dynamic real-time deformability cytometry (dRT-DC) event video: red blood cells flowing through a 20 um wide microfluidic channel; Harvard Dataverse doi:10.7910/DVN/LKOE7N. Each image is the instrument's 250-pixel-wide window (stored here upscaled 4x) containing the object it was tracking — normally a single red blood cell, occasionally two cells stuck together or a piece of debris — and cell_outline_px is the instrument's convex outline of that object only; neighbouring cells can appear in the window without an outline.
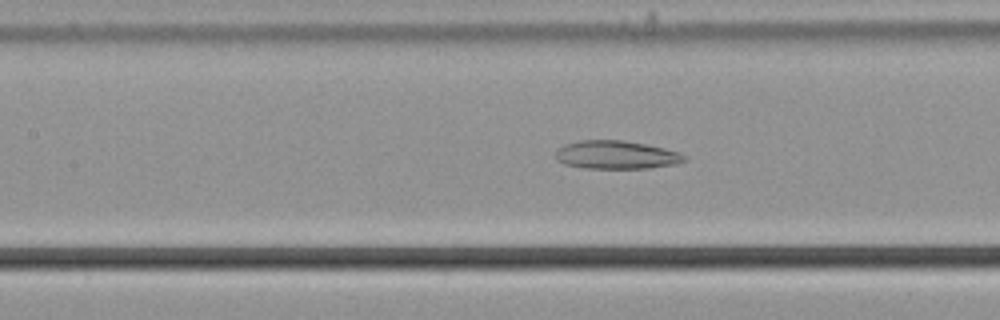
{"species": "common noctule bat (a hibernating species)", "species_latin": "Nyctalus noctula", "temperature_condition": "cold", "stored_images_in_passage": 46, "camera_frame_rate_fps": 3000, "um_per_image_px": 0.085, "animal": {"sex": "male", "body_mass_g": 21.5, "forearm_length_mm": 52.0}, "frame": {"image": 1, "passage_image": 16, "time_ms": 5.0, "image_size_px": [1000, 320], "cell_outline_px": [[688, 160], [676, 164], [648, 168], [584, 168], [564, 164], [556, 160], [556, 152], [564, 144], [580, 140], [624, 140], [664, 148], [680, 152], [688, 156]], "centroid_in_image_um": [52.42, 13.16], "position_along_channel_um": 155.0, "area_um2": 21.33}}
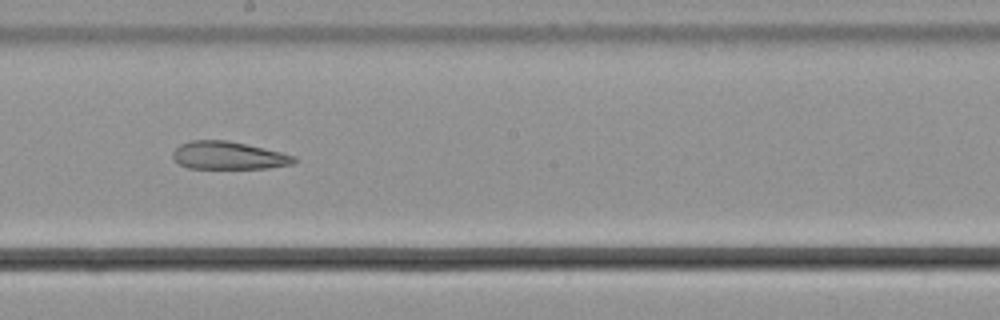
{"frame": {"image": 2, "passage_image": 22, "time_ms": 7.0, "image_size_px": [1000, 320], "cell_outline_px": [[300, 160], [292, 164], [268, 168], [188, 168], [180, 164], [172, 156], [172, 152], [180, 144], [192, 140], [228, 140], [264, 148], [296, 156]], "centroid_in_image_um": [19.44, 13.21], "position_along_channel_um": 228.8, "area_um2": 19.65}}
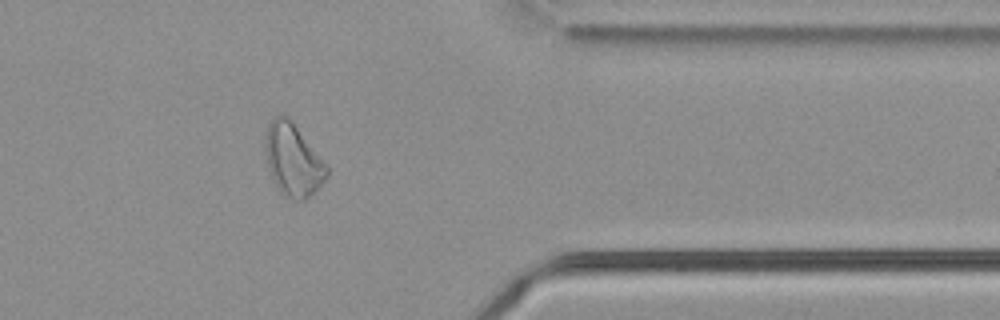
{"frame": {"image": 3, "passage_image": 36, "time_ms": 11.667, "image_size_px": [1000, 320], "cell_outline_px": [[328, 176], [304, 200], [296, 200], [284, 196], [276, 188], [272, 180], [268, 168], [264, 144], [264, 140], [268, 124], [272, 116], [284, 112], [288, 116], [328, 164]], "centroid_in_image_um": [24.88, 13.54], "position_along_channel_um": 386.5, "area_um2": 26.36}, "authors_computed_cell_mechanics": {"area_um2": 24.3627, "velocity_mm_per_s": 3.6971, "shape_relaxation_time_tau1_ms": null, "shape_relaxation_time_tau2_ms": 4.1683, "deformation_change_tau1": null, "deformation_change_tau2": 0.1087}}